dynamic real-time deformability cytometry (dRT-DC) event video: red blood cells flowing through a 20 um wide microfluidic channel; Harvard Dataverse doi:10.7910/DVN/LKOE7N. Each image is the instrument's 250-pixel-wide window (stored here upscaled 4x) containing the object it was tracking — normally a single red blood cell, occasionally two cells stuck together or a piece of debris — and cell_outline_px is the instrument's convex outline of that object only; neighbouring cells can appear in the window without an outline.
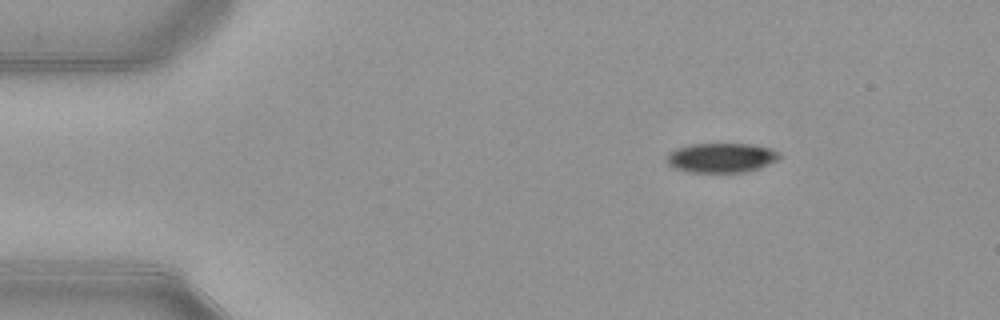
{"species": "common noctule bat (a hibernating species)", "species_latin": "Nyctalus noctula", "temperature_condition": "warm", "stored_images_in_passage": 46, "camera_frame_rate_fps": 3000, "um_per_image_px": 0.085, "animal": {"sex": "female", "body_mass_g": 21.9}, "frame": {"image": 1, "passage_image": 1, "time_ms": 0.0, "image_size_px": [1000, 320], "cell_outline_px": [[780, 156], [776, 160], [760, 168], [748, 172], [688, 172], [676, 168], [668, 164], [668, 152], [676, 148], [688, 144], [752, 144], [772, 148], [780, 152]], "centroid_in_image_um": [61.33, 13.4], "position_along_channel_um": 23.7, "area_um2": 19.48}}
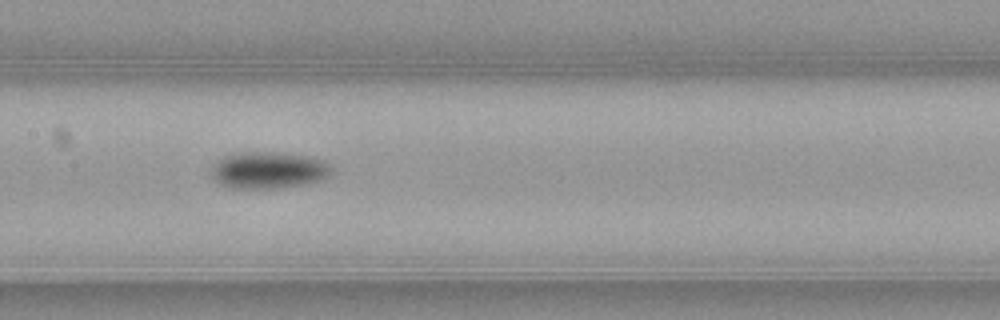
{"frame": {"image": 2, "passage_image": 19, "time_ms": 6.0, "image_size_px": [1000, 320], "cell_outline_px": [[332, 168], [328, 176], [304, 184], [280, 188], [228, 188], [220, 184], [212, 176], [212, 168], [224, 156], [236, 152], [280, 152], [312, 156], [324, 160], [332, 164]], "centroid_in_image_um": [22.85, 14.45], "position_along_channel_um": 184.5, "area_um2": 25.84}}
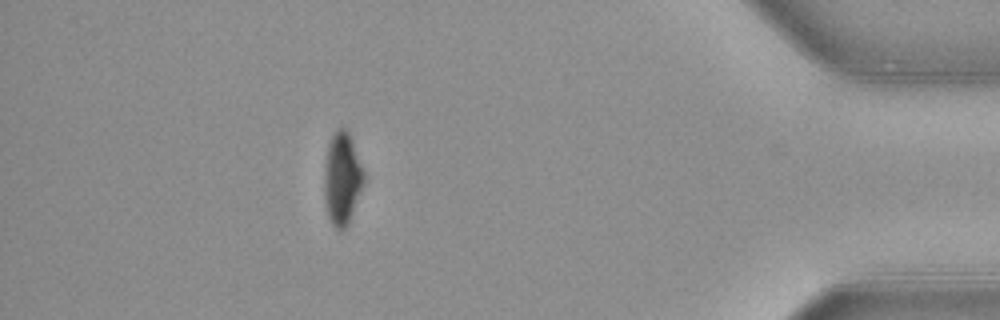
{"frame": {"image": 3, "passage_image": 40, "time_ms": 13.0, "image_size_px": [1000, 320], "cell_outline_px": [[364, 184], [348, 224], [340, 232], [332, 224], [328, 216], [324, 200], [324, 168], [328, 144], [332, 136], [340, 128], [344, 128], [348, 132], [364, 172]], "centroid_in_image_um": [29.07, 15.23], "position_along_channel_um": 406.1, "area_um2": 21.1}, "authors_computed_cell_mechanics": {"area_um2": 22.3686, "velocity_mm_per_s": 3.9213, "shape_relaxation_time_tau1_ms": 2.3804, "shape_relaxation_time_tau2_ms": null, "deformation_change_tau1": 0.1355, "deformation_change_tau2": null}}